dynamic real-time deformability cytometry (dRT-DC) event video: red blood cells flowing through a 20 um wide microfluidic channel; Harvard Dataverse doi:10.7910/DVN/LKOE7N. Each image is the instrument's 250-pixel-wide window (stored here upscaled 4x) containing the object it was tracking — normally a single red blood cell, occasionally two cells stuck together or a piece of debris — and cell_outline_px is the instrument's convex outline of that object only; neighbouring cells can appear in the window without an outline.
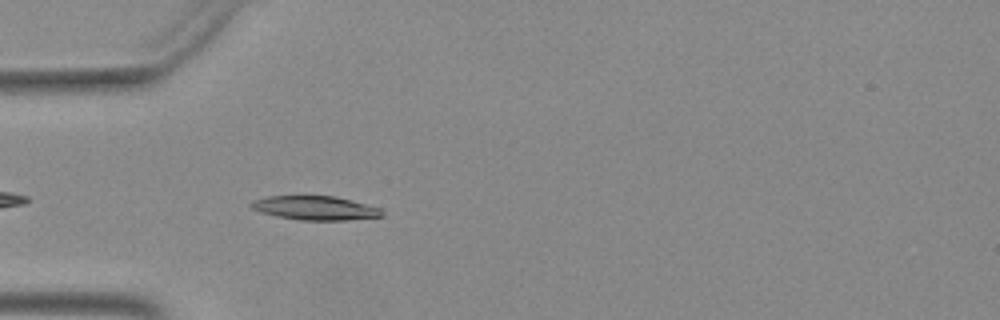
{"species": "Egyptian fruit bat (a non-hibernating species)", "species_latin": "Rousettus aegyptiacus", "temperature_condition": "warm", "stored_images_in_passage": 13, "camera_frame_rate_fps": 3000, "um_per_image_px": 0.085, "animal": {"sex": "female"}, "frame": {"image": 1, "passage_image": 1, "time_ms": 0.0, "image_size_px": [1000, 320], "cell_outline_px": [[384, 216], [344, 220], [300, 220], [276, 216], [260, 212], [252, 208], [248, 204], [252, 200], [268, 196], [336, 196], [352, 200], [380, 208], [384, 212]], "centroid_in_image_um": [26.77, 17.67], "position_along_channel_um": 58.2, "area_um2": 18.32}}
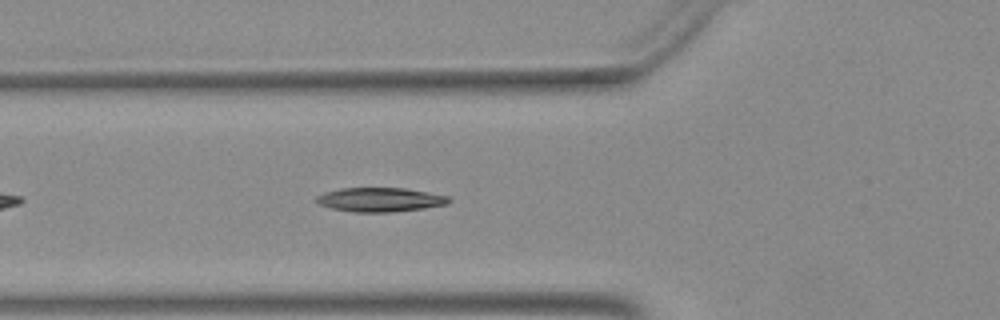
{"frame": {"image": 2, "passage_image": 4, "time_ms": 1.0, "image_size_px": [1000, 320], "cell_outline_px": [[452, 200], [448, 204], [424, 208], [392, 212], [352, 212], [332, 208], [320, 204], [316, 200], [316, 196], [324, 192], [340, 188], [404, 188], [428, 192], [448, 196]], "centroid_in_image_um": [32.32, 16.97], "position_along_channel_um": 93.5, "area_um2": 18.61}}